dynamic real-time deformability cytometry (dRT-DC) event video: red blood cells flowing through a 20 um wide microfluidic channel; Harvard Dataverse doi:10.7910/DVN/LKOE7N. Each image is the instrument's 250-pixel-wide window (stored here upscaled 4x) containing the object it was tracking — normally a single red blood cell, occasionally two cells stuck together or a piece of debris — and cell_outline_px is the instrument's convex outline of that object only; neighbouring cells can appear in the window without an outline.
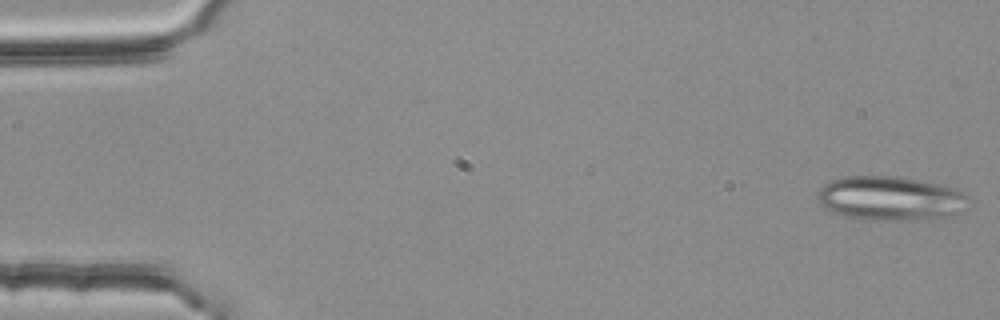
{"species": "common noctule bat (a hibernating species)", "species_latin": "Nyctalus noctula", "temperature_condition": "room temperature", "stored_images_in_passage": 4, "camera_frame_rate_fps": 3000, "um_per_image_px": 0.085, "animal": {"sex": "female", "body_mass_g": 25.1}, "frame": {"image": 1, "passage_image": 1, "time_ms": 0.0, "image_size_px": [1000, 320], "cell_outline_px": [[964, 208], [960, 212], [936, 216], [908, 220], [864, 220], [848, 216], [836, 212], [820, 204], [816, 196], [820, 188], [824, 184], [832, 180], [844, 176], [896, 176], [920, 180], [960, 188], [964, 196]], "centroid_in_image_um": [75.62, 16.83], "position_along_channel_um": 9.4, "area_um2": 38.21}}